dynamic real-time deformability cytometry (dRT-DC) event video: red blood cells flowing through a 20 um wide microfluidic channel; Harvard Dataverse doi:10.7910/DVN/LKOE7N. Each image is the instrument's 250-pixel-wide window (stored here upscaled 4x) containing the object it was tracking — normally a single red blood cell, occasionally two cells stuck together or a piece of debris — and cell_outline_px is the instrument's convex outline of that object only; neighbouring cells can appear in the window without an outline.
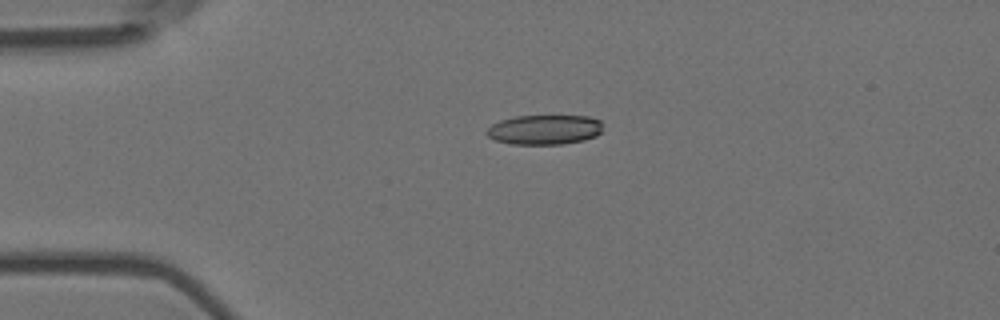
{"species": "Egyptian fruit bat (a non-hibernating species)", "species_latin": "Rousettus aegyptiacus", "temperature_condition": "room temperature", "stored_images_in_passage": 4, "camera_frame_rate_fps": 3000, "um_per_image_px": 0.085, "animal": {"sex": "female"}, "frame": {"image": 1, "passage_image": 3, "time_ms": 0.667, "image_size_px": [1000, 320], "cell_outline_px": [[600, 132], [596, 136], [584, 140], [560, 144], [512, 144], [496, 140], [488, 136], [484, 132], [492, 124], [500, 120], [516, 116], [588, 116], [600, 120]], "centroid_in_image_um": [46.25, 11.02], "position_along_channel_um": 38.7, "area_um2": 20.0}}